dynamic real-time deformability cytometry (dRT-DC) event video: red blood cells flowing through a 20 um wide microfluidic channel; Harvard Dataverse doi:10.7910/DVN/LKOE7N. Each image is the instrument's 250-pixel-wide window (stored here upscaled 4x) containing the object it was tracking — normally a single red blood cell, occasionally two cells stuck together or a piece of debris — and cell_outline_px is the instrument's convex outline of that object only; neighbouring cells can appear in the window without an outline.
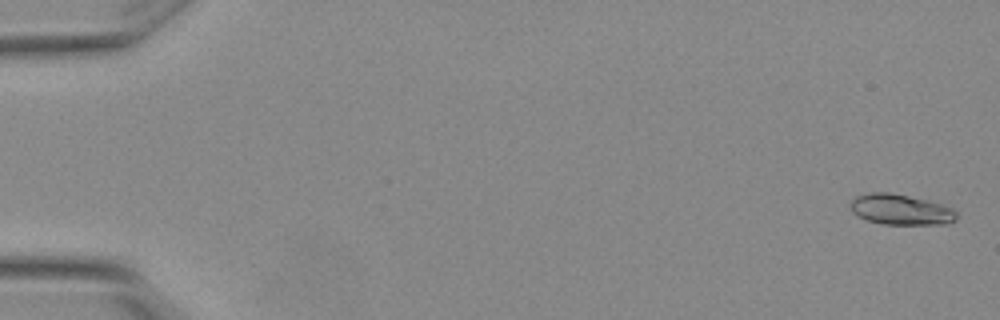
{"species": "Egyptian fruit bat (a non-hibernating species)", "species_latin": "Rousettus aegyptiacus", "temperature_condition": "warm", "stored_images_in_passage": 4, "camera_frame_rate_fps": 3000, "um_per_image_px": 0.085, "animal": {"sex": "female"}, "frame": {"image": 1, "passage_image": 1, "time_ms": 0.0, "image_size_px": [1000, 320], "cell_outline_px": [[956, 220], [948, 224], [880, 224], [868, 220], [852, 212], [852, 200], [856, 196], [872, 192], [888, 192], [908, 196], [940, 204], [952, 208], [956, 212]], "centroid_in_image_um": [76.57, 17.82], "position_along_channel_um": 8.4, "area_um2": 18.55}}
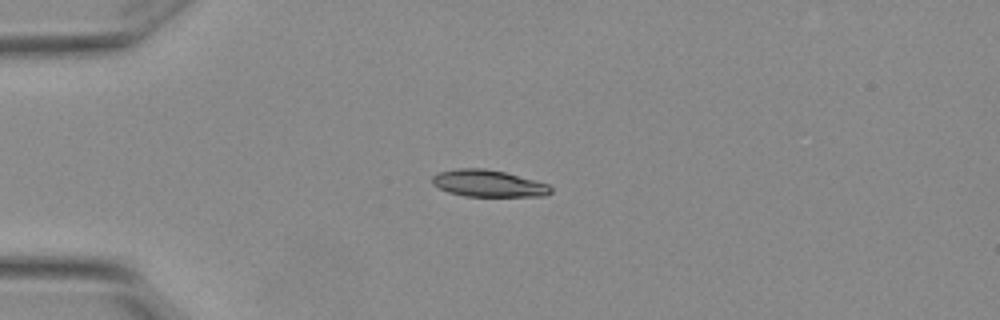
{"frame": {"image": 2, "passage_image": 4, "time_ms": 1.0, "image_size_px": [1000, 320], "cell_outline_px": [[552, 192], [544, 196], [464, 196], [448, 192], [432, 184], [432, 176], [440, 172], [456, 168], [484, 168], [504, 172], [548, 184], [552, 188]], "centroid_in_image_um": [41.49, 15.59], "position_along_channel_um": 43.5, "area_um2": 18.44}}